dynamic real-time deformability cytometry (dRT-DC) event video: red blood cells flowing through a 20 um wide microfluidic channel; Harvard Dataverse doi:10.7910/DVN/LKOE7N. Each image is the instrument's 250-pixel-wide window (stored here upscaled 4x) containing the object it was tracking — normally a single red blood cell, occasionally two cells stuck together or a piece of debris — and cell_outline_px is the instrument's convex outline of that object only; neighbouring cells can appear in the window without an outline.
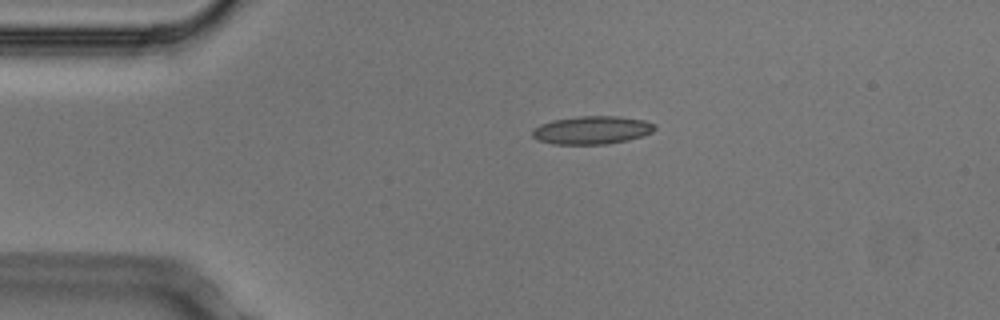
{"species": "Egyptian fruit bat (a non-hibernating species)", "species_latin": "Rousettus aegyptiacus", "temperature_condition": "cold", "stored_images_in_passage": 2, "camera_frame_rate_fps": 3000, "um_per_image_px": 0.085, "animal": {"sex": "male"}, "frame": {"image": 1, "passage_image": 1, "time_ms": 0.0, "image_size_px": [1000, 320], "cell_outline_px": [[656, 128], [652, 132], [628, 140], [608, 144], [552, 144], [536, 140], [532, 136], [532, 128], [540, 124], [552, 120], [576, 116], [620, 116], [644, 120], [656, 124]], "centroid_in_image_um": [50.28, 11.05], "position_along_channel_um": 34.7, "area_um2": 20.29}}
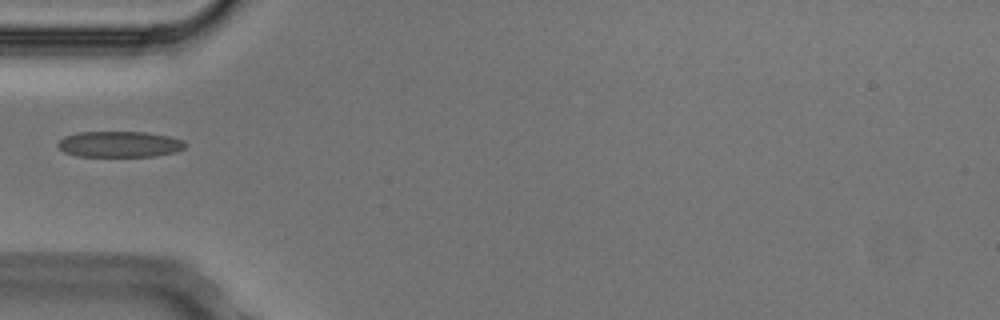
{"frame": {"image": 2, "passage_image": 2, "time_ms": 0.333, "image_size_px": [1000, 320], "cell_outline_px": [[188, 144], [184, 148], [176, 152], [156, 156], [76, 156], [64, 152], [56, 144], [64, 136], [76, 132], [144, 132], [168, 136], [184, 140]], "centroid_in_image_um": [10.17, 12.26], "position_along_channel_um": 74.8, "area_um2": 19.36}}